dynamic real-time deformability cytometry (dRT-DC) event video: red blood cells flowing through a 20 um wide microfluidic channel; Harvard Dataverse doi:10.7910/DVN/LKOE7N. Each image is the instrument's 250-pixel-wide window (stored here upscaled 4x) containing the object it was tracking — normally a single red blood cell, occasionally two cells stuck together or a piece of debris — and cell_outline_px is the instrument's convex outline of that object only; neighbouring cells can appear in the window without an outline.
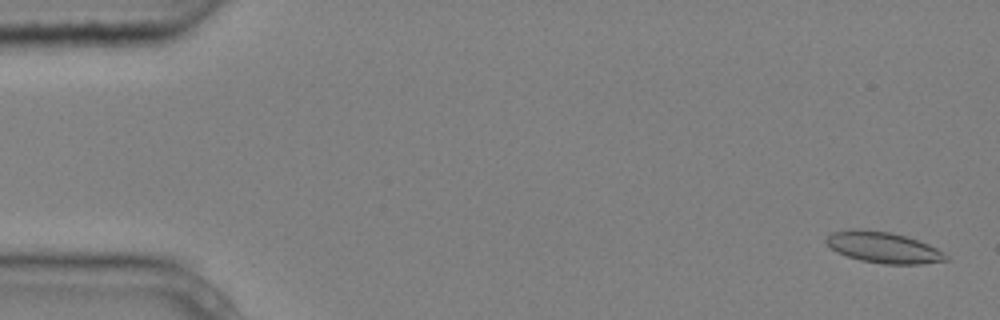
{"species": "common noctule bat (a hibernating species)", "species_latin": "Nyctalus noctula", "temperature_condition": "cold", "stored_images_in_passage": 4, "camera_frame_rate_fps": 3000, "um_per_image_px": 0.085, "animal": {"sex": "male", "body_mass_g": 20.4}, "frame": {"image": 1, "passage_image": 1, "time_ms": 0.0, "image_size_px": [1000, 320], "cell_outline_px": [[948, 260], [920, 264], [884, 264], [860, 260], [836, 252], [824, 240], [832, 232], [888, 232], [904, 236], [928, 244], [944, 252], [948, 256]], "centroid_in_image_um": [75.16, 21.09], "position_along_channel_um": 9.8, "area_um2": 20.63}}